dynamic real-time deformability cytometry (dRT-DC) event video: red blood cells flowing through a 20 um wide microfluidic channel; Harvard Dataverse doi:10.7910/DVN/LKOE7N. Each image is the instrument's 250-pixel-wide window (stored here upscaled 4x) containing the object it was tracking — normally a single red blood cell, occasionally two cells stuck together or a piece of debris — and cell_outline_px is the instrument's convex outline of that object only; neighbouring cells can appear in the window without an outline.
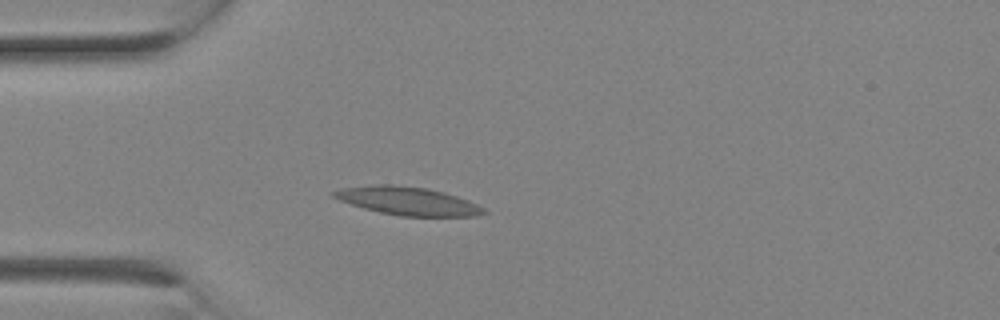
{"species": "Egyptian fruit bat (a non-hibernating species)", "species_latin": "Rousettus aegyptiacus", "temperature_condition": "room temperature", "stored_images_in_passage": 2, "camera_frame_rate_fps": 3000, "um_per_image_px": 0.085, "animal": {"sex": "female"}, "frame": {"image": 1, "passage_image": 2, "time_ms": 0.333, "image_size_px": [1000, 320], "cell_outline_px": [[488, 212], [476, 216], [400, 216], [380, 212], [364, 208], [340, 200], [332, 196], [328, 192], [344, 188], [372, 184], [392, 184], [428, 188], [444, 192], [468, 200], [484, 208]], "centroid_in_image_um": [34.65, 17.07], "position_along_channel_um": 50.4, "area_um2": 24.62}}